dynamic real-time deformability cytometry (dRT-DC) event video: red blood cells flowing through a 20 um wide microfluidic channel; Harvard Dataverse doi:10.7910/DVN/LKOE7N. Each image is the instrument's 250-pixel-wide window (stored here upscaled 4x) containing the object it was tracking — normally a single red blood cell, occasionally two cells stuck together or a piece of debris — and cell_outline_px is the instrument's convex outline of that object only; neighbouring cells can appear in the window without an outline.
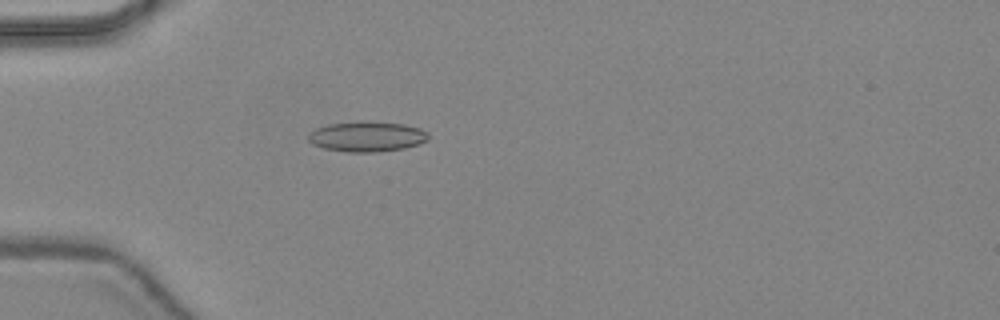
{"species": "common noctule bat (a hibernating species)", "species_latin": "Nyctalus noctula", "temperature_condition": "warm", "stored_images_in_passage": 47, "camera_frame_rate_fps": 3000, "um_per_image_px": 0.085, "animal": {"sex": "female", "body_mass_g": 24.6, "forearm_length_mm": 56.2}, "frame": {"image": 1, "passage_image": 15, "time_ms": 4.667, "image_size_px": [1000, 320], "cell_outline_px": [[428, 140], [404, 148], [376, 152], [348, 152], [324, 148], [312, 144], [308, 140], [308, 136], [316, 128], [328, 124], [404, 124], [420, 128], [428, 132]], "centroid_in_image_um": [31.19, 11.65], "position_along_channel_um": 53.8, "area_um2": 20.11}}
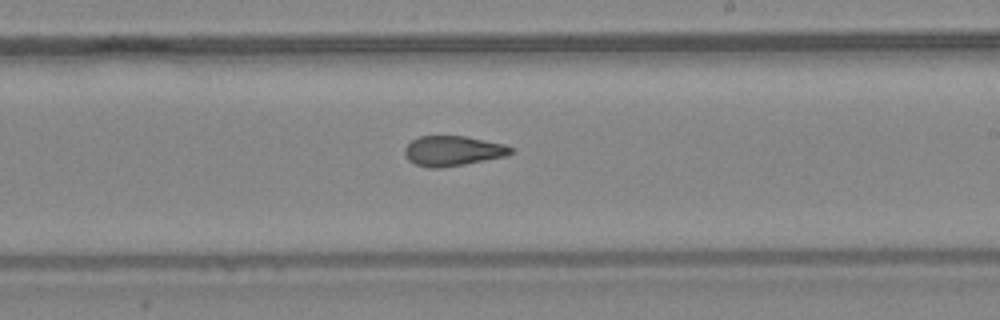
{"frame": {"image": 2, "passage_image": 29, "time_ms": 9.333, "image_size_px": [1000, 320], "cell_outline_px": [[512, 152], [508, 156], [464, 164], [440, 168], [428, 168], [416, 164], [408, 160], [404, 152], [404, 148], [412, 140], [420, 136], [464, 136], [504, 144], [512, 148]], "centroid_in_image_um": [38.48, 12.83], "position_along_channel_um": 250.5, "area_um2": 18.5}}
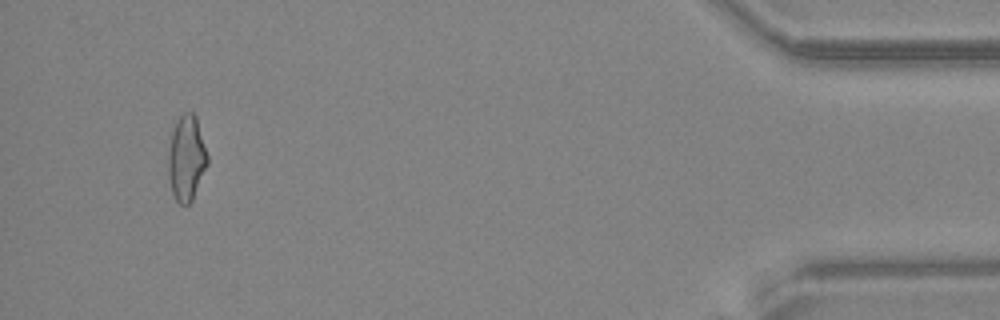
{"frame": {"image": 3, "passage_image": 45, "time_ms": 14.667, "image_size_px": [1000, 320], "cell_outline_px": [[208, 164], [192, 200], [188, 204], [180, 204], [176, 200], [172, 192], [168, 176], [168, 152], [172, 128], [176, 120], [184, 112], [192, 112], [196, 116], [208, 156]], "centroid_in_image_um": [15.84, 13.42], "position_along_channel_um": 419.4, "area_um2": 19.59}, "authors_computed_cell_mechanics": {"area_um2": 19.363, "velocity_mm_per_s": 4.4725, "shape_relaxation_time_tau1_ms": null, "shape_relaxation_time_tau2_ms": 1.6994, "deformation_change_tau1": null, "deformation_change_tau2": 0.0801}}